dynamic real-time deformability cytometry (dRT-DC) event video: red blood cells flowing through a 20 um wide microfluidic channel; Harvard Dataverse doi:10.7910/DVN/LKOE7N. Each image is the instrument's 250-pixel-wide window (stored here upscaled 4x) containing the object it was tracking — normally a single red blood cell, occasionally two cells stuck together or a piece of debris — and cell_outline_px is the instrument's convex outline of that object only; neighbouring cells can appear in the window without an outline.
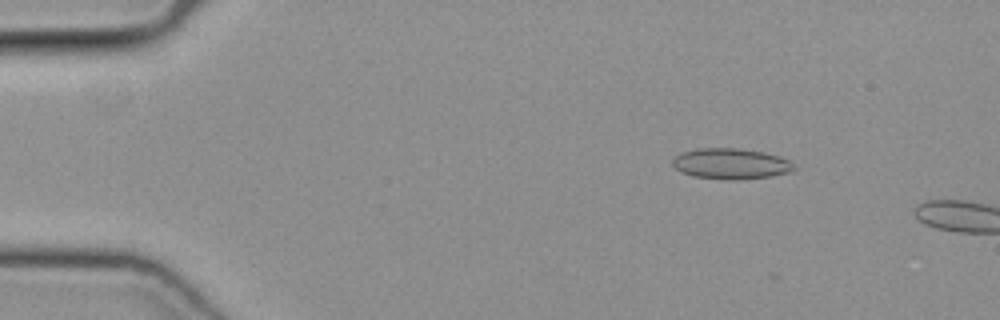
{"species": "common noctule bat (a hibernating species)", "species_latin": "Nyctalus noctula", "temperature_condition": "cold", "stored_images_in_passage": 3, "camera_frame_rate_fps": 3000, "um_per_image_px": 0.085, "animal": {"sex": "female", "body_mass_g": 19.3, "forearm_length_mm": 54.1}, "frame": {"image": 1, "passage_image": 1, "time_ms": 0.0, "image_size_px": [1000, 320], "cell_outline_px": [[796, 168], [788, 172], [772, 176], [736, 180], [728, 180], [692, 176], [680, 172], [672, 164], [672, 160], [680, 152], [696, 148], [736, 148], [764, 152], [780, 156], [788, 160]], "centroid_in_image_um": [62.09, 13.91], "position_along_channel_um": 22.9, "area_um2": 21.85}}